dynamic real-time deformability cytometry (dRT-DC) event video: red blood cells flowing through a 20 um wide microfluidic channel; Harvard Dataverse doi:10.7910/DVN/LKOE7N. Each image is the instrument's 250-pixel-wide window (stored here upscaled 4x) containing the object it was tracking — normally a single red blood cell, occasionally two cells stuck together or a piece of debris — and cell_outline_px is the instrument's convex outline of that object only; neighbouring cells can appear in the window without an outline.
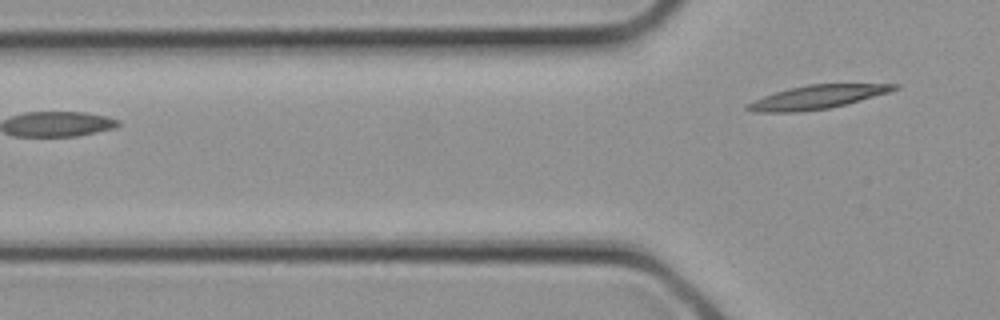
{"species": "common noctule bat (a hibernating species)", "species_latin": "Nyctalus noctula", "temperature_condition": "cold", "stored_images_in_passage": 4, "segment_of_instrument_passage": [2, 2], "camera_frame_rate_fps": 3000, "um_per_image_px": 0.085, "animal": {"sex": "female", "body_mass_g": 21.9}, "frame": {"image": 1, "passage_image": 4, "time_ms": 1.0, "image_size_px": [1000, 320], "cell_outline_px": [[900, 88], [888, 92], [860, 100], [828, 108], [800, 112], [756, 112], [744, 108], [744, 104], [752, 100], [776, 92], [808, 84], [900, 84]], "centroid_in_image_um": [69.41, 8.25], "position_along_channel_um": 56.4, "area_um2": 19.94}}